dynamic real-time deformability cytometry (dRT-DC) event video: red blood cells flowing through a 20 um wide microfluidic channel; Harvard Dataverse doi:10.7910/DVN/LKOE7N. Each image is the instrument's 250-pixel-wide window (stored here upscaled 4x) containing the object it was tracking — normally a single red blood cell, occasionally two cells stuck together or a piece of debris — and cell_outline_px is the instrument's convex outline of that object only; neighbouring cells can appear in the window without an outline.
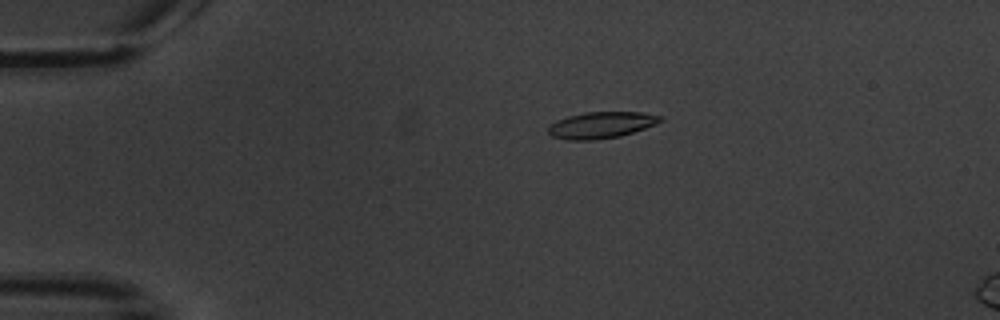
{"species": "common noctule bat (a hibernating species)", "species_latin": "Nyctalus noctula", "temperature_condition": "warm", "stored_images_in_passage": 4, "camera_frame_rate_fps": 3000, "um_per_image_px": 0.085, "animal": {"sex": "male", "body_mass_g": 20.1, "forearm_length_mm": 53.5}, "frame": {"image": 1, "passage_image": 2, "time_ms": 1.0, "image_size_px": [1000, 320], "cell_outline_px": [[664, 120], [656, 124], [620, 136], [596, 140], [568, 140], [552, 136], [548, 132], [548, 128], [556, 120], [568, 116], [584, 112], [640, 112], [664, 116]], "centroid_in_image_um": [51.12, 10.62], "position_along_channel_um": 33.9, "area_um2": 17.28}}